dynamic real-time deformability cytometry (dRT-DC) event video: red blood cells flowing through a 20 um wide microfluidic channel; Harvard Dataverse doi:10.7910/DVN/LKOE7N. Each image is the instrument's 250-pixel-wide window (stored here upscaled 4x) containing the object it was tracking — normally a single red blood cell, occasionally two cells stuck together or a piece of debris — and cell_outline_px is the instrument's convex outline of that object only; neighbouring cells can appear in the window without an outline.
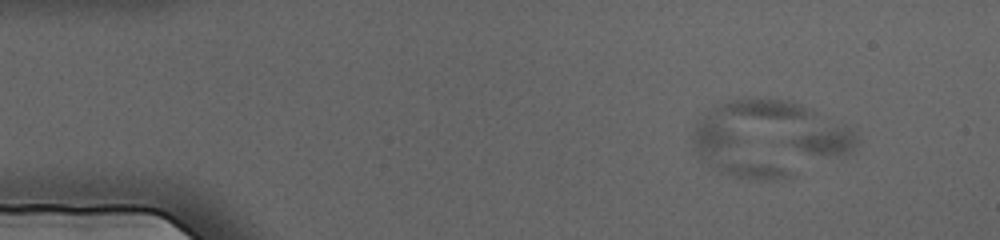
{"species": "human", "species_latin": "Homo sapiens", "temperature_condition": "cold", "stored_images_in_passage": 3, "camera_frame_rate_fps": 3000, "um_per_image_px": 0.085, "donor": {"sex": "female"}, "frame": {"image": 1, "passage_image": 1, "time_ms": 0.0, "image_size_px": [1000, 240], "cell_outline_px": [[860, 140], [856, 152], [776, 180], [760, 180], [736, 176], [720, 172], [712, 168], [700, 156], [692, 140], [692, 132], [696, 124], [716, 104], [728, 100], [788, 100], [800, 104], [856, 128]], "centroid_in_image_um": [65.47, 11.78], "position_along_channel_um": 19.5, "area_um2": 72.37}}